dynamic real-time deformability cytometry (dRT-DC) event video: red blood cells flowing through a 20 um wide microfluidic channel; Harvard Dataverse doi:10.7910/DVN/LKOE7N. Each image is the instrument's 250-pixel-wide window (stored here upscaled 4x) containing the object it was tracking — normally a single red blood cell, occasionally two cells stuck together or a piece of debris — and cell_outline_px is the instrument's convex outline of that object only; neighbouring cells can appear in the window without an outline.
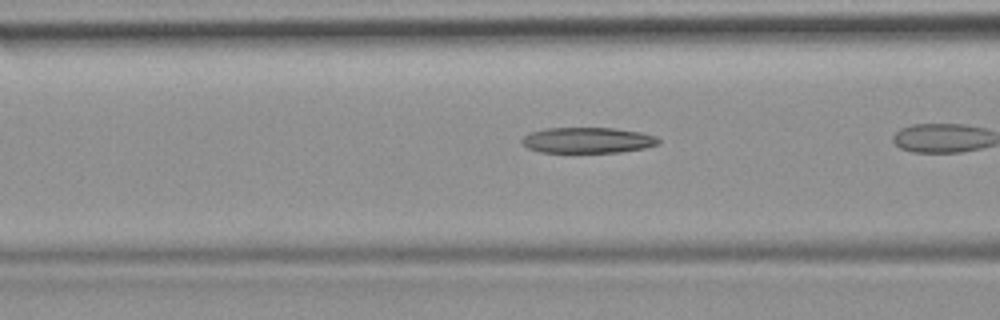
{"species": "common noctule bat (a hibernating species)", "species_latin": "Nyctalus noctula", "temperature_condition": "room temperature", "stored_images_in_passage": 28, "camera_frame_rate_fps": 3000, "um_per_image_px": 0.085, "animal": {"sex": "female", "body_mass_g": 19.9}, "frame": {"image": 1, "passage_image": 16, "time_ms": 5.0, "image_size_px": [1000, 320], "cell_outline_px": [[660, 144], [644, 148], [620, 152], [540, 152], [528, 148], [520, 140], [528, 132], [548, 128], [612, 128], [640, 132], [656, 136], [660, 140]], "centroid_in_image_um": [49.95, 11.92], "position_along_channel_um": 116.7, "area_um2": 20.46}}